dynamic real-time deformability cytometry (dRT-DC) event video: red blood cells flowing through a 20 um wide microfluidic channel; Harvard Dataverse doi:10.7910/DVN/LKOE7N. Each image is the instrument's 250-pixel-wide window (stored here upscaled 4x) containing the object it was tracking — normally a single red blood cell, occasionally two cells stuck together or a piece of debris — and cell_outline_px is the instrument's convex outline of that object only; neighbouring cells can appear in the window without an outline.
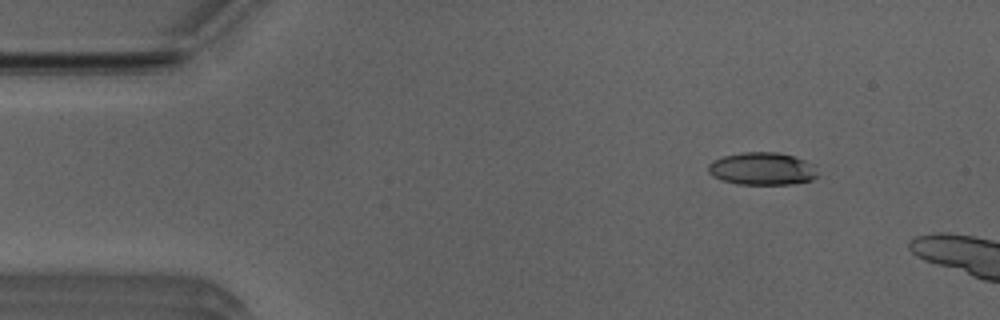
{"species": "Egyptian fruit bat (a non-hibernating species)", "species_latin": "Rousettus aegyptiacus", "temperature_condition": "room temperature", "stored_images_in_passage": 10, "camera_frame_rate_fps": 3000, "um_per_image_px": 0.085, "animal": {"sex": "male"}, "frame": {"image": 1, "passage_image": 6, "time_ms": 1.667, "image_size_px": [1000, 320], "cell_outline_px": [[816, 176], [812, 180], [792, 184], [736, 184], [720, 180], [712, 176], [708, 172], [708, 164], [712, 160], [724, 156], [744, 152], [776, 152], [792, 156], [804, 160], [816, 172]], "centroid_in_image_um": [64.69, 14.35], "position_along_channel_um": 20.3, "area_um2": 20.58}}